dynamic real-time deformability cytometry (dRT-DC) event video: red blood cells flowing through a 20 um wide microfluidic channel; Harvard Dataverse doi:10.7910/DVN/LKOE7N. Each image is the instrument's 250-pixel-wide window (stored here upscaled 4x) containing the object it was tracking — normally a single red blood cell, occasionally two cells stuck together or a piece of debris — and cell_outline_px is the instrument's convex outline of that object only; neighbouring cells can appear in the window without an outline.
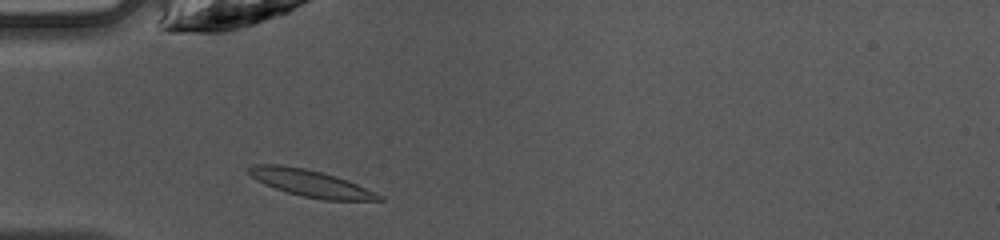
{"species": "common noctule bat (a hibernating species)", "species_latin": "Nyctalus noctula", "temperature_condition": "warm", "stored_images_in_passage": 35, "camera_frame_rate_fps": 3000, "um_per_image_px": 0.085, "animal": {"sex": "female", "body_mass_g": 10.0, "forearm_length_mm": 53.1}, "frame": {"image": 1, "passage_image": 2, "time_ms": 0.333, "image_size_px": [1000, 240], "cell_outline_px": [[384, 200], [324, 200], [304, 196], [288, 192], [264, 184], [256, 180], [248, 172], [248, 168], [256, 164], [280, 164], [304, 168], [320, 172], [348, 180], [376, 192], [384, 196]], "centroid_in_image_um": [26.43, 15.57], "position_along_channel_um": 58.6, "area_um2": 20.11}}
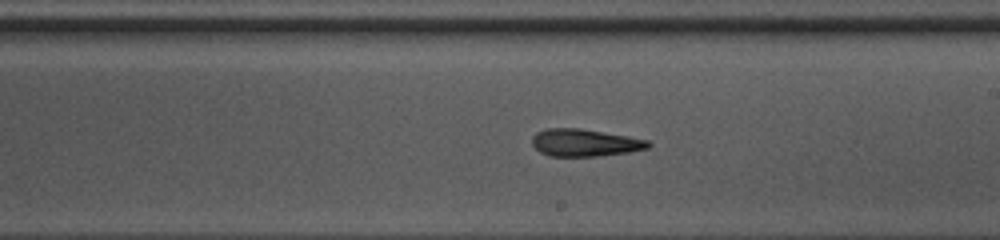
{"frame": {"image": 2, "passage_image": 15, "time_ms": 4.667, "image_size_px": [1000, 240], "cell_outline_px": [[652, 144], [648, 148], [628, 152], [600, 156], [548, 156], [540, 152], [532, 144], [532, 136], [536, 132], [548, 128], [580, 128], [628, 136], [648, 140]], "centroid_in_image_um": [49.7, 12.13], "position_along_channel_um": 239.3, "area_um2": 18.55}}
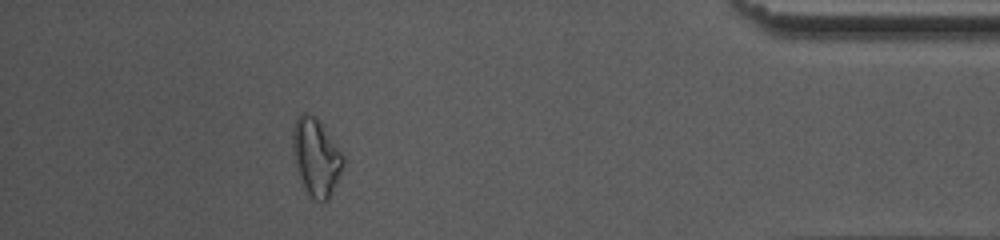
{"frame": {"image": 3, "passage_image": 30, "time_ms": 9.667, "image_size_px": [1000, 240], "cell_outline_px": [[344, 160], [336, 184], [328, 200], [324, 204], [316, 200], [304, 188], [296, 168], [292, 152], [292, 128], [300, 112], [304, 112], [316, 116], [336, 144], [344, 156]], "centroid_in_image_um": [26.84, 13.33], "position_along_channel_um": 408.4, "area_um2": 22.77}, "authors_computed_cell_mechanics": {"area_um2": 19.074, "velocity_mm_per_s": 4.2537, "shape_relaxation_time_tau1_ms": 7.0944, "shape_relaxation_time_tau2_ms": 7.0495, "deformation_change_tau1": 0.2028, "deformation_change_tau2": 0.1353}}